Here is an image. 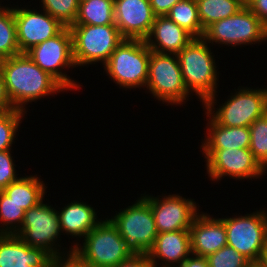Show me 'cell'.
<instances>
[{
	"label": "cell",
	"mask_w": 267,
	"mask_h": 267,
	"mask_svg": "<svg viewBox=\"0 0 267 267\" xmlns=\"http://www.w3.org/2000/svg\"><path fill=\"white\" fill-rule=\"evenodd\" d=\"M5 88L15 109L27 112L28 105L67 90L50 74L43 71L27 53L0 60ZM27 108V109H26Z\"/></svg>",
	"instance_id": "6da1fadb"
},
{
	"label": "cell",
	"mask_w": 267,
	"mask_h": 267,
	"mask_svg": "<svg viewBox=\"0 0 267 267\" xmlns=\"http://www.w3.org/2000/svg\"><path fill=\"white\" fill-rule=\"evenodd\" d=\"M208 44L203 38H194L177 54L185 87L200 99L201 106L218 93L219 86L220 72Z\"/></svg>",
	"instance_id": "7a4b0ae2"
},
{
	"label": "cell",
	"mask_w": 267,
	"mask_h": 267,
	"mask_svg": "<svg viewBox=\"0 0 267 267\" xmlns=\"http://www.w3.org/2000/svg\"><path fill=\"white\" fill-rule=\"evenodd\" d=\"M231 92L222 104H217L218 95L215 94L202 106L218 124L227 127H249L267 112V86L258 89L241 86L235 89L234 93Z\"/></svg>",
	"instance_id": "3957f363"
},
{
	"label": "cell",
	"mask_w": 267,
	"mask_h": 267,
	"mask_svg": "<svg viewBox=\"0 0 267 267\" xmlns=\"http://www.w3.org/2000/svg\"><path fill=\"white\" fill-rule=\"evenodd\" d=\"M81 243L73 252L91 267H115L134 254L108 215L86 234Z\"/></svg>",
	"instance_id": "277c9868"
},
{
	"label": "cell",
	"mask_w": 267,
	"mask_h": 267,
	"mask_svg": "<svg viewBox=\"0 0 267 267\" xmlns=\"http://www.w3.org/2000/svg\"><path fill=\"white\" fill-rule=\"evenodd\" d=\"M151 50L144 40L124 39L103 65L104 72L119 88L145 89Z\"/></svg>",
	"instance_id": "5b68a950"
},
{
	"label": "cell",
	"mask_w": 267,
	"mask_h": 267,
	"mask_svg": "<svg viewBox=\"0 0 267 267\" xmlns=\"http://www.w3.org/2000/svg\"><path fill=\"white\" fill-rule=\"evenodd\" d=\"M44 201L25 211L21 227L15 235L30 247L44 249L53 258L73 253L72 245L68 249L59 244L62 232L57 209Z\"/></svg>",
	"instance_id": "8992f818"
},
{
	"label": "cell",
	"mask_w": 267,
	"mask_h": 267,
	"mask_svg": "<svg viewBox=\"0 0 267 267\" xmlns=\"http://www.w3.org/2000/svg\"><path fill=\"white\" fill-rule=\"evenodd\" d=\"M73 59L76 67L108 61L116 47L125 39L115 24L71 25Z\"/></svg>",
	"instance_id": "52a82bcc"
},
{
	"label": "cell",
	"mask_w": 267,
	"mask_h": 267,
	"mask_svg": "<svg viewBox=\"0 0 267 267\" xmlns=\"http://www.w3.org/2000/svg\"><path fill=\"white\" fill-rule=\"evenodd\" d=\"M202 38L212 46L241 48L267 42V27L245 5L236 14L209 25Z\"/></svg>",
	"instance_id": "ba28073f"
},
{
	"label": "cell",
	"mask_w": 267,
	"mask_h": 267,
	"mask_svg": "<svg viewBox=\"0 0 267 267\" xmlns=\"http://www.w3.org/2000/svg\"><path fill=\"white\" fill-rule=\"evenodd\" d=\"M145 90L166 106H183L189 101L188 92L182 78L179 60L176 54H161L151 51L148 68V80Z\"/></svg>",
	"instance_id": "9c48e42d"
},
{
	"label": "cell",
	"mask_w": 267,
	"mask_h": 267,
	"mask_svg": "<svg viewBox=\"0 0 267 267\" xmlns=\"http://www.w3.org/2000/svg\"><path fill=\"white\" fill-rule=\"evenodd\" d=\"M27 55L67 91H77L82 86L66 74V70L69 68H76L73 59L72 34L69 27H64L56 36L34 46L27 52Z\"/></svg>",
	"instance_id": "30bf717a"
},
{
	"label": "cell",
	"mask_w": 267,
	"mask_h": 267,
	"mask_svg": "<svg viewBox=\"0 0 267 267\" xmlns=\"http://www.w3.org/2000/svg\"><path fill=\"white\" fill-rule=\"evenodd\" d=\"M132 204V205H131ZM109 217L126 245L136 254H147L158 235L149 203L140 195L138 200Z\"/></svg>",
	"instance_id": "8fae6325"
},
{
	"label": "cell",
	"mask_w": 267,
	"mask_h": 267,
	"mask_svg": "<svg viewBox=\"0 0 267 267\" xmlns=\"http://www.w3.org/2000/svg\"><path fill=\"white\" fill-rule=\"evenodd\" d=\"M263 209L221 218L226 230L227 245L250 262H257L267 246V211Z\"/></svg>",
	"instance_id": "7c38bea8"
},
{
	"label": "cell",
	"mask_w": 267,
	"mask_h": 267,
	"mask_svg": "<svg viewBox=\"0 0 267 267\" xmlns=\"http://www.w3.org/2000/svg\"><path fill=\"white\" fill-rule=\"evenodd\" d=\"M200 152L204 155L206 173L214 182L224 177L239 181L262 179L267 173L249 148L201 149Z\"/></svg>",
	"instance_id": "4fadbf2b"
},
{
	"label": "cell",
	"mask_w": 267,
	"mask_h": 267,
	"mask_svg": "<svg viewBox=\"0 0 267 267\" xmlns=\"http://www.w3.org/2000/svg\"><path fill=\"white\" fill-rule=\"evenodd\" d=\"M141 196L151 207L158 233L190 230L193 221L200 213V206L194 201L195 199H186L177 193L169 195L163 193L157 197L144 193Z\"/></svg>",
	"instance_id": "5bb4252c"
},
{
	"label": "cell",
	"mask_w": 267,
	"mask_h": 267,
	"mask_svg": "<svg viewBox=\"0 0 267 267\" xmlns=\"http://www.w3.org/2000/svg\"><path fill=\"white\" fill-rule=\"evenodd\" d=\"M15 5L14 18L18 47L27 53L38 44L56 36L64 26L43 9H33L30 5ZM29 7V8H28Z\"/></svg>",
	"instance_id": "9a60e30c"
},
{
	"label": "cell",
	"mask_w": 267,
	"mask_h": 267,
	"mask_svg": "<svg viewBox=\"0 0 267 267\" xmlns=\"http://www.w3.org/2000/svg\"><path fill=\"white\" fill-rule=\"evenodd\" d=\"M155 17L150 0H114L115 25L125 39L144 40Z\"/></svg>",
	"instance_id": "2e32d148"
},
{
	"label": "cell",
	"mask_w": 267,
	"mask_h": 267,
	"mask_svg": "<svg viewBox=\"0 0 267 267\" xmlns=\"http://www.w3.org/2000/svg\"><path fill=\"white\" fill-rule=\"evenodd\" d=\"M191 253L197 257H208L227 245L226 230L221 218L203 213L197 215L190 227Z\"/></svg>",
	"instance_id": "e0dca14e"
},
{
	"label": "cell",
	"mask_w": 267,
	"mask_h": 267,
	"mask_svg": "<svg viewBox=\"0 0 267 267\" xmlns=\"http://www.w3.org/2000/svg\"><path fill=\"white\" fill-rule=\"evenodd\" d=\"M147 254L154 267L181 265L192 255L190 230L158 233L153 248Z\"/></svg>",
	"instance_id": "ac0fdd59"
},
{
	"label": "cell",
	"mask_w": 267,
	"mask_h": 267,
	"mask_svg": "<svg viewBox=\"0 0 267 267\" xmlns=\"http://www.w3.org/2000/svg\"><path fill=\"white\" fill-rule=\"evenodd\" d=\"M53 257L15 234H0V267H50Z\"/></svg>",
	"instance_id": "d6986e66"
},
{
	"label": "cell",
	"mask_w": 267,
	"mask_h": 267,
	"mask_svg": "<svg viewBox=\"0 0 267 267\" xmlns=\"http://www.w3.org/2000/svg\"><path fill=\"white\" fill-rule=\"evenodd\" d=\"M193 39L190 33L167 16H157L144 41L153 52L177 55Z\"/></svg>",
	"instance_id": "ffe728a7"
},
{
	"label": "cell",
	"mask_w": 267,
	"mask_h": 267,
	"mask_svg": "<svg viewBox=\"0 0 267 267\" xmlns=\"http://www.w3.org/2000/svg\"><path fill=\"white\" fill-rule=\"evenodd\" d=\"M57 209L62 235L77 239L73 241V248L102 221L97 216L99 211L87 202L73 200Z\"/></svg>",
	"instance_id": "44dd1931"
},
{
	"label": "cell",
	"mask_w": 267,
	"mask_h": 267,
	"mask_svg": "<svg viewBox=\"0 0 267 267\" xmlns=\"http://www.w3.org/2000/svg\"><path fill=\"white\" fill-rule=\"evenodd\" d=\"M206 134L200 149L249 148V127H227L218 124L206 111ZM209 118V119H208Z\"/></svg>",
	"instance_id": "7402d4cb"
},
{
	"label": "cell",
	"mask_w": 267,
	"mask_h": 267,
	"mask_svg": "<svg viewBox=\"0 0 267 267\" xmlns=\"http://www.w3.org/2000/svg\"><path fill=\"white\" fill-rule=\"evenodd\" d=\"M45 182L35 174L21 176L9 184L3 192L26 211L43 201L47 191Z\"/></svg>",
	"instance_id": "603a6c76"
},
{
	"label": "cell",
	"mask_w": 267,
	"mask_h": 267,
	"mask_svg": "<svg viewBox=\"0 0 267 267\" xmlns=\"http://www.w3.org/2000/svg\"><path fill=\"white\" fill-rule=\"evenodd\" d=\"M115 24L114 0H86L79 3L78 15L73 25Z\"/></svg>",
	"instance_id": "cb8c5ba5"
},
{
	"label": "cell",
	"mask_w": 267,
	"mask_h": 267,
	"mask_svg": "<svg viewBox=\"0 0 267 267\" xmlns=\"http://www.w3.org/2000/svg\"><path fill=\"white\" fill-rule=\"evenodd\" d=\"M203 30L219 20L236 14L246 4L242 0H196Z\"/></svg>",
	"instance_id": "d4e9b609"
},
{
	"label": "cell",
	"mask_w": 267,
	"mask_h": 267,
	"mask_svg": "<svg viewBox=\"0 0 267 267\" xmlns=\"http://www.w3.org/2000/svg\"><path fill=\"white\" fill-rule=\"evenodd\" d=\"M194 38H202L204 30L198 16L196 0H180L166 15Z\"/></svg>",
	"instance_id": "484cf974"
},
{
	"label": "cell",
	"mask_w": 267,
	"mask_h": 267,
	"mask_svg": "<svg viewBox=\"0 0 267 267\" xmlns=\"http://www.w3.org/2000/svg\"><path fill=\"white\" fill-rule=\"evenodd\" d=\"M8 5L0 7V60L21 53L17 41L14 6Z\"/></svg>",
	"instance_id": "4316f807"
},
{
	"label": "cell",
	"mask_w": 267,
	"mask_h": 267,
	"mask_svg": "<svg viewBox=\"0 0 267 267\" xmlns=\"http://www.w3.org/2000/svg\"><path fill=\"white\" fill-rule=\"evenodd\" d=\"M25 210L0 191V234H15L21 227Z\"/></svg>",
	"instance_id": "83f0119b"
},
{
	"label": "cell",
	"mask_w": 267,
	"mask_h": 267,
	"mask_svg": "<svg viewBox=\"0 0 267 267\" xmlns=\"http://www.w3.org/2000/svg\"><path fill=\"white\" fill-rule=\"evenodd\" d=\"M26 114L27 112L15 108L0 112V151L12 150Z\"/></svg>",
	"instance_id": "f1b7e54d"
},
{
	"label": "cell",
	"mask_w": 267,
	"mask_h": 267,
	"mask_svg": "<svg viewBox=\"0 0 267 267\" xmlns=\"http://www.w3.org/2000/svg\"><path fill=\"white\" fill-rule=\"evenodd\" d=\"M249 149L255 159L267 171V112L258 117L250 126Z\"/></svg>",
	"instance_id": "f546056e"
},
{
	"label": "cell",
	"mask_w": 267,
	"mask_h": 267,
	"mask_svg": "<svg viewBox=\"0 0 267 267\" xmlns=\"http://www.w3.org/2000/svg\"><path fill=\"white\" fill-rule=\"evenodd\" d=\"M39 8L57 19L64 27L75 23L78 15L79 0H39Z\"/></svg>",
	"instance_id": "4dcf8cb0"
},
{
	"label": "cell",
	"mask_w": 267,
	"mask_h": 267,
	"mask_svg": "<svg viewBox=\"0 0 267 267\" xmlns=\"http://www.w3.org/2000/svg\"><path fill=\"white\" fill-rule=\"evenodd\" d=\"M206 258L209 267H246L250 263L247 258L228 245Z\"/></svg>",
	"instance_id": "1f68e13d"
},
{
	"label": "cell",
	"mask_w": 267,
	"mask_h": 267,
	"mask_svg": "<svg viewBox=\"0 0 267 267\" xmlns=\"http://www.w3.org/2000/svg\"><path fill=\"white\" fill-rule=\"evenodd\" d=\"M14 162L11 150L0 151V191L20 178Z\"/></svg>",
	"instance_id": "d6a6232c"
},
{
	"label": "cell",
	"mask_w": 267,
	"mask_h": 267,
	"mask_svg": "<svg viewBox=\"0 0 267 267\" xmlns=\"http://www.w3.org/2000/svg\"><path fill=\"white\" fill-rule=\"evenodd\" d=\"M50 267H91L85 264L74 252L52 259Z\"/></svg>",
	"instance_id": "836d02e7"
},
{
	"label": "cell",
	"mask_w": 267,
	"mask_h": 267,
	"mask_svg": "<svg viewBox=\"0 0 267 267\" xmlns=\"http://www.w3.org/2000/svg\"><path fill=\"white\" fill-rule=\"evenodd\" d=\"M246 6L267 27V0H247Z\"/></svg>",
	"instance_id": "e575fe53"
},
{
	"label": "cell",
	"mask_w": 267,
	"mask_h": 267,
	"mask_svg": "<svg viewBox=\"0 0 267 267\" xmlns=\"http://www.w3.org/2000/svg\"><path fill=\"white\" fill-rule=\"evenodd\" d=\"M115 267H154V265L150 262L148 254L134 253L128 260Z\"/></svg>",
	"instance_id": "d590c367"
},
{
	"label": "cell",
	"mask_w": 267,
	"mask_h": 267,
	"mask_svg": "<svg viewBox=\"0 0 267 267\" xmlns=\"http://www.w3.org/2000/svg\"><path fill=\"white\" fill-rule=\"evenodd\" d=\"M180 0H150L154 15L166 16L170 9Z\"/></svg>",
	"instance_id": "8d00e7d4"
},
{
	"label": "cell",
	"mask_w": 267,
	"mask_h": 267,
	"mask_svg": "<svg viewBox=\"0 0 267 267\" xmlns=\"http://www.w3.org/2000/svg\"><path fill=\"white\" fill-rule=\"evenodd\" d=\"M14 109L5 88V81L3 73L0 69V112L9 111Z\"/></svg>",
	"instance_id": "74e56055"
},
{
	"label": "cell",
	"mask_w": 267,
	"mask_h": 267,
	"mask_svg": "<svg viewBox=\"0 0 267 267\" xmlns=\"http://www.w3.org/2000/svg\"><path fill=\"white\" fill-rule=\"evenodd\" d=\"M176 267H209L207 258L191 255L181 265Z\"/></svg>",
	"instance_id": "f35d334b"
},
{
	"label": "cell",
	"mask_w": 267,
	"mask_h": 267,
	"mask_svg": "<svg viewBox=\"0 0 267 267\" xmlns=\"http://www.w3.org/2000/svg\"><path fill=\"white\" fill-rule=\"evenodd\" d=\"M258 262L262 267H267V246L262 251V253L258 259Z\"/></svg>",
	"instance_id": "ab89813d"
},
{
	"label": "cell",
	"mask_w": 267,
	"mask_h": 267,
	"mask_svg": "<svg viewBox=\"0 0 267 267\" xmlns=\"http://www.w3.org/2000/svg\"><path fill=\"white\" fill-rule=\"evenodd\" d=\"M246 267H262L259 262H250Z\"/></svg>",
	"instance_id": "60d3db41"
},
{
	"label": "cell",
	"mask_w": 267,
	"mask_h": 267,
	"mask_svg": "<svg viewBox=\"0 0 267 267\" xmlns=\"http://www.w3.org/2000/svg\"><path fill=\"white\" fill-rule=\"evenodd\" d=\"M6 1H7V0H6ZM2 2H4V1H3V0H0V7H2V5H3Z\"/></svg>",
	"instance_id": "b9f144b4"
}]
</instances>
